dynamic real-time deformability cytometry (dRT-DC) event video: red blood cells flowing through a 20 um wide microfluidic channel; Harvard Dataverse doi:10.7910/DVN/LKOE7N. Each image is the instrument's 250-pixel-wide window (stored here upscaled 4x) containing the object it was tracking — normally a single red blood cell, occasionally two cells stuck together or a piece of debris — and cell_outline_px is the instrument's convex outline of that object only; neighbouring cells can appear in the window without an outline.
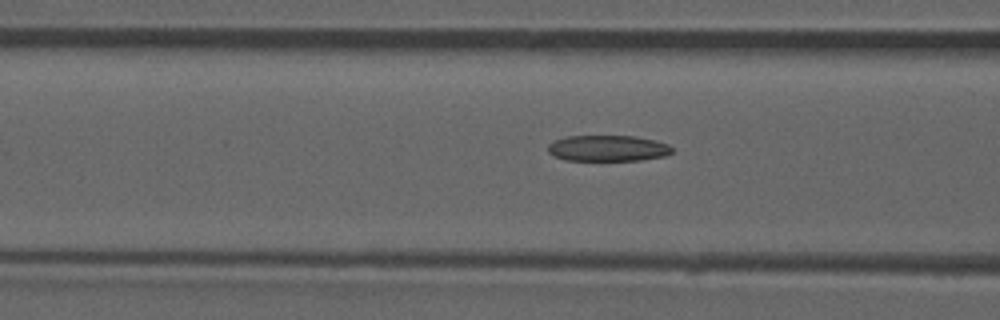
{"species": "common noctule bat (a hibernating species)", "species_latin": "Nyctalus noctula", "temperature_condition": "room temperature", "stored_images_in_passage": 38, "camera_frame_rate_fps": 3000, "um_per_image_px": 0.085, "animal": {"sex": "male", "forearm_length_mm": 52.5}, "frame": {"image": 1, "passage_image": 12, "time_ms": 3.667, "image_size_px": [1000, 320], "cell_outline_px": [[672, 152], [664, 156], [640, 160], [564, 160], [552, 156], [548, 152], [548, 144], [552, 140], [568, 136], [636, 136], [656, 140], [668, 144], [672, 148]], "centroid_in_image_um": [51.63, 12.6], "position_along_channel_um": 115.0, "area_um2": 18.96}}